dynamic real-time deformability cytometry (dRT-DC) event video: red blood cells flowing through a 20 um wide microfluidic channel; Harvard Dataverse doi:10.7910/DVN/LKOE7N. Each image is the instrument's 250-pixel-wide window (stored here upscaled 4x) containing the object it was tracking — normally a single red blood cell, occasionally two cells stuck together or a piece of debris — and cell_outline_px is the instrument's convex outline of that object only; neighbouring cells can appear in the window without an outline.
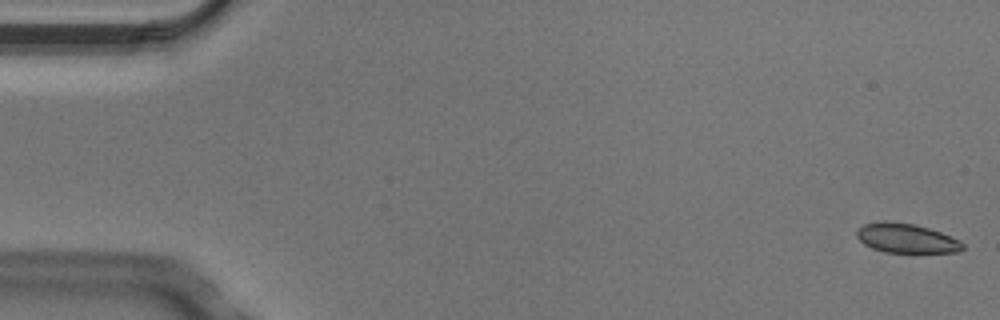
{"species": "Egyptian fruit bat (a non-hibernating species)", "species_latin": "Rousettus aegyptiacus", "temperature_condition": "cold", "stored_images_in_passage": 6, "camera_frame_rate_fps": 3000, "um_per_image_px": 0.085, "animal": {"sex": "male"}, "frame": {"image": 1, "passage_image": 1, "time_ms": 0.0, "image_size_px": [1000, 320], "cell_outline_px": [[964, 248], [960, 252], [884, 252], [872, 248], [864, 244], [856, 236], [856, 232], [864, 224], [912, 224], [928, 228], [940, 232], [960, 240], [964, 244]], "centroid_in_image_um": [77.11, 20.3], "position_along_channel_um": 7.9, "area_um2": 17.34}}